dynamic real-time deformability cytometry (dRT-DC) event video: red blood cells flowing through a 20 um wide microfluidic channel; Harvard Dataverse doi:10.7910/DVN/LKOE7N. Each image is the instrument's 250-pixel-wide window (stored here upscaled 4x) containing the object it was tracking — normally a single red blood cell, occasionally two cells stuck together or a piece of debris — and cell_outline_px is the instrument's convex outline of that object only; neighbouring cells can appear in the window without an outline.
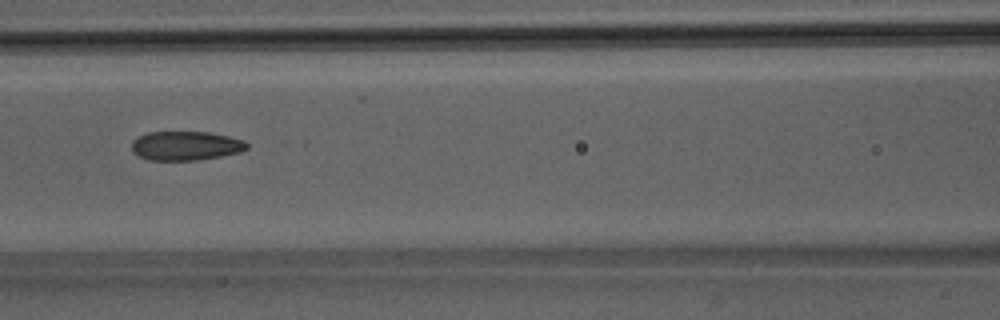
{"species": "Egyptian fruit bat (a non-hibernating species)", "species_latin": "Rousettus aegyptiacus", "temperature_condition": "room temperature", "stored_images_in_passage": 51, "camera_frame_rate_fps": 3000, "um_per_image_px": 0.085, "animal": {"sex": "male"}, "frame": {"image": 1, "passage_image": 23, "time_ms": 7.333, "image_size_px": [1000, 320], "cell_outline_px": [[248, 148], [240, 152], [220, 156], [196, 160], [148, 160], [136, 156], [132, 152], [132, 140], [148, 132], [208, 132], [228, 136], [244, 140], [248, 144]], "centroid_in_image_um": [15.76, 12.39], "position_along_channel_um": 150.8, "area_um2": 19.59}}
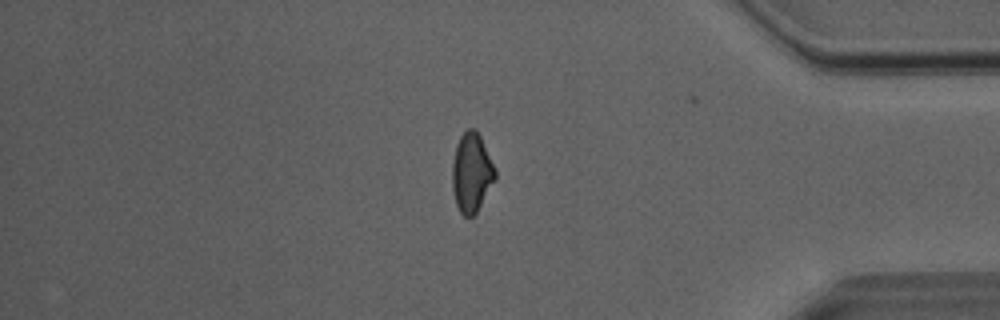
{"frame": {"image": 2, "passage_image": 43, "time_ms": 14.0, "image_size_px": [1000, 320], "cell_outline_px": [[496, 176], [476, 212], [472, 216], [464, 216], [460, 212], [456, 204], [452, 188], [452, 164], [456, 144], [460, 136], [468, 128], [472, 128], [480, 136], [496, 168]], "centroid_in_image_um": [40.07, 14.66], "position_along_channel_um": 395.1, "area_um2": 19.54}}
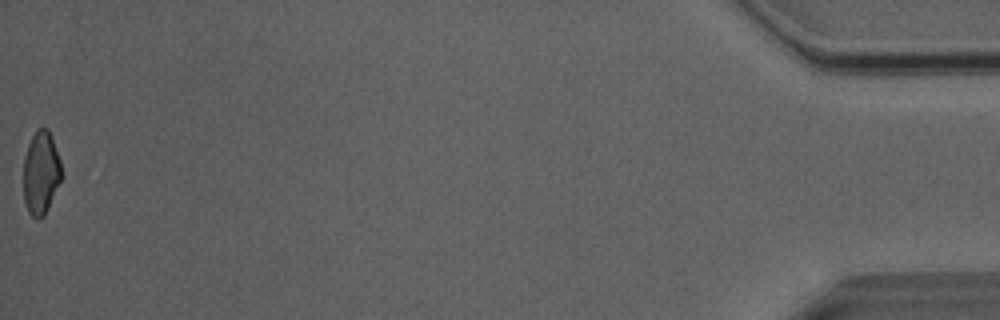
{"frame": {"image": 3, "passage_image": 51, "time_ms": 16.667, "image_size_px": [1000, 320], "cell_outline_px": [[64, 176], [44, 216], [40, 220], [36, 220], [28, 212], [24, 200], [24, 156], [28, 144], [36, 128], [48, 128], [60, 160]], "centroid_in_image_um": [3.5, 14.71], "position_along_channel_um": 431.7, "area_um2": 18.79}, "authors_computed_cell_mechanics": {"area_um2": 20.3456, "velocity_mm_per_s": 4.0879, "shape_relaxation_time_tau1_ms": null, "shape_relaxation_time_tau2_ms": 3.5139, "deformation_change_tau1": null, "deformation_change_tau2": 0.0995}}